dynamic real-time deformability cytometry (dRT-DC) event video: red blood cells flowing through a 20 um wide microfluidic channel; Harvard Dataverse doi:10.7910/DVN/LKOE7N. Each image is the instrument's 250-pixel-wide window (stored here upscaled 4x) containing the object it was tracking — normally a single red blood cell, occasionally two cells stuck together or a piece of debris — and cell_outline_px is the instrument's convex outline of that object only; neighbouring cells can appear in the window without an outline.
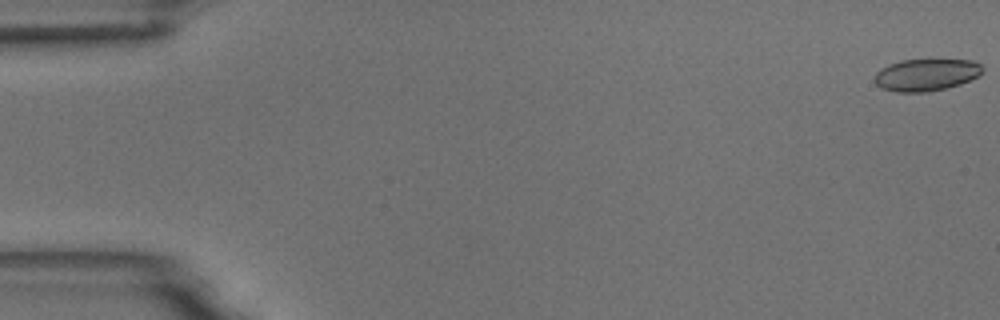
{"species": "common noctule bat (a hibernating species)", "species_latin": "Nyctalus noctula", "temperature_condition": "room temperature", "stored_images_in_passage": 8, "camera_frame_rate_fps": 3000, "um_per_image_px": 0.085, "animal": {"sex": "male", "body_mass_g": 18.8}, "frame": {"image": 1, "passage_image": 1, "time_ms": 0.0, "image_size_px": [1000, 320], "cell_outline_px": [[984, 68], [980, 76], [960, 84], [928, 92], [896, 92], [880, 88], [876, 84], [876, 72], [888, 64], [900, 60], [972, 60], [980, 64]], "centroid_in_image_um": [78.74, 6.36], "position_along_channel_um": 6.3, "area_um2": 20.17}}
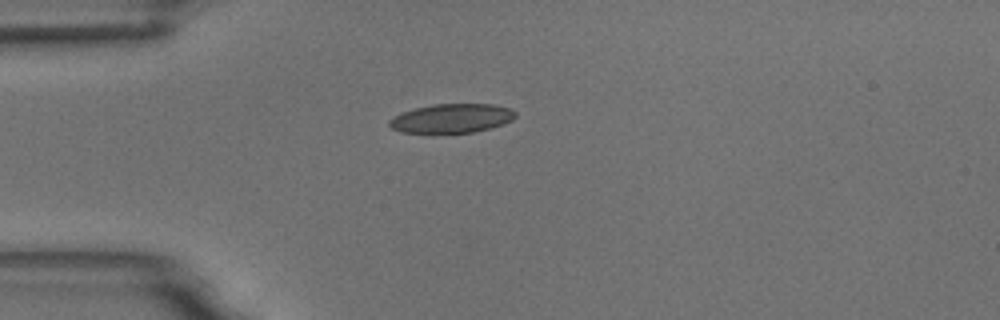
{"frame": {"image": 2, "passage_image": 5, "time_ms": 4.667, "image_size_px": [1000, 320], "cell_outline_px": [[516, 116], [512, 120], [488, 128], [472, 132], [400, 132], [392, 128], [388, 124], [388, 120], [400, 112], [432, 104], [492, 104], [512, 108], [516, 112]], "centroid_in_image_um": [38.38, 10.04], "position_along_channel_um": 46.6, "area_um2": 21.15}}